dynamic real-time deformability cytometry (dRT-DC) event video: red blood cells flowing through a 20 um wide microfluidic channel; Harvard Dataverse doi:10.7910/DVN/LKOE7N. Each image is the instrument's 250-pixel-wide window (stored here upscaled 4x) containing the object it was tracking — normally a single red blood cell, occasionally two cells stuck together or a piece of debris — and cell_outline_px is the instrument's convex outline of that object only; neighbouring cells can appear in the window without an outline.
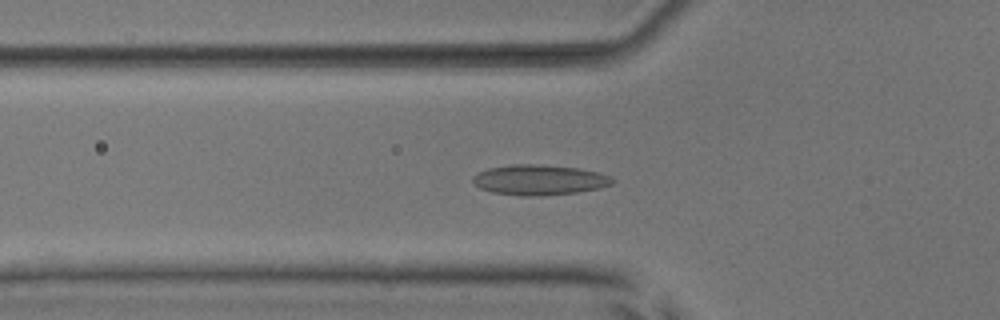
{"species": "common noctule bat (a hibernating species)", "species_latin": "Nyctalus noctula", "temperature_condition": "room temperature", "stored_images_in_passage": 52, "camera_frame_rate_fps": 3000, "um_per_image_px": 0.085, "animal": {"sex": "male", "body_mass_g": 17.9, "forearm_length_mm": 54.2}, "frame": {"image": 1, "passage_image": 19, "time_ms": 6.0, "image_size_px": [1000, 320], "cell_outline_px": [[616, 180], [612, 184], [600, 188], [576, 192], [536, 196], [524, 196], [492, 192], [480, 188], [472, 180], [472, 176], [476, 172], [488, 168], [512, 164], [536, 164], [576, 168], [596, 172], [612, 176]], "centroid_in_image_um": [45.82, 15.28], "position_along_channel_um": 80.0, "area_um2": 24.57}}
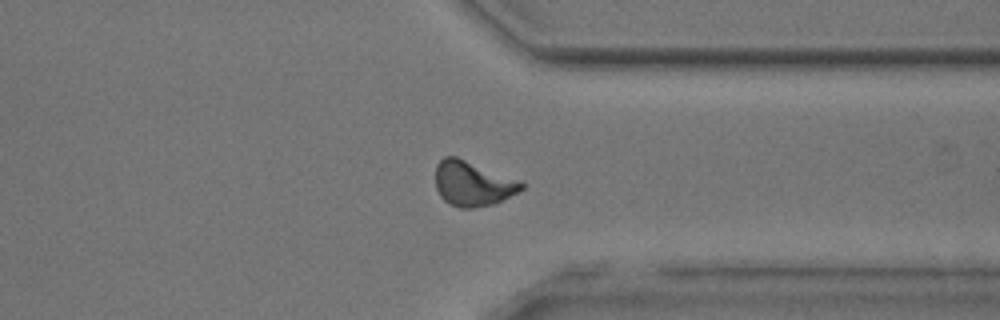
{"frame": {"image": 2, "passage_image": 41, "time_ms": 13.333, "image_size_px": [1000, 320], "cell_outline_px": [[524, 188], [520, 192], [492, 204], [472, 208], [460, 208], [448, 204], [440, 196], [436, 188], [436, 164], [444, 156], [456, 156], [520, 180], [524, 184]], "centroid_in_image_um": [40.18, 15.6], "position_along_channel_um": 371.2, "area_um2": 22.6}}
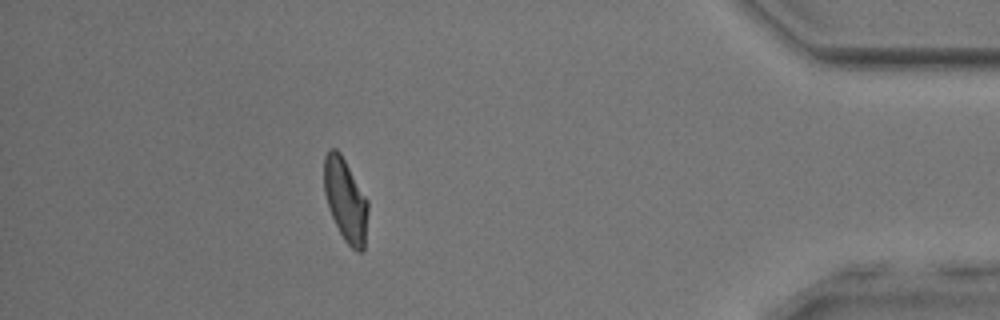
{"frame": {"image": 3, "passage_image": 47, "time_ms": 15.333, "image_size_px": [1000, 320], "cell_outline_px": [[368, 212], [364, 252], [356, 252], [344, 240], [332, 216], [324, 192], [324, 156], [328, 148], [336, 148], [340, 152], [368, 200]], "centroid_in_image_um": [29.38, 17.0], "position_along_channel_um": 405.8, "area_um2": 21.27}, "authors_computed_cell_mechanics": {"area_um2": 22.2819, "velocity_mm_per_s": 3.9758, "shape_relaxation_time_tau1_ms": 5.5675, "shape_relaxation_time_tau2_ms": 1.1987, "deformation_change_tau1": 0.1485, "deformation_change_tau2": 0.0691}}